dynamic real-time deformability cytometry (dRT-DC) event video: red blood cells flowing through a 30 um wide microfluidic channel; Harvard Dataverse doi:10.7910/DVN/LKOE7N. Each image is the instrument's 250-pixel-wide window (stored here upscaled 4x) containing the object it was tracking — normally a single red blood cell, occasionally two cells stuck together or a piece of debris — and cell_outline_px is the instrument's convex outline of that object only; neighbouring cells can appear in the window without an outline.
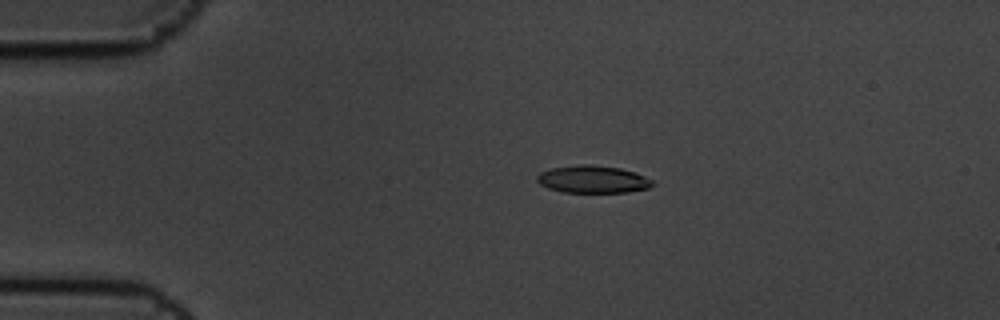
{"species": "common noctule bat (a hibernating species)", "species_latin": "Nyctalus noctula", "temperature_condition": "cold", "stored_images_in_passage": 5, "camera_frame_rate_fps": 3000, "um_per_image_px": 0.085, "animal": {"sex": "male", "body_mass_g": 19.5, "forearm_length_mm": 54.6}, "frame": {"image": 1, "passage_image": 5, "time_ms": 1.333, "image_size_px": [1000, 320], "cell_outline_px": [[656, 184], [648, 188], [628, 192], [560, 192], [548, 188], [540, 184], [536, 180], [536, 176], [540, 172], [552, 168], [580, 164], [592, 164], [620, 168], [636, 172], [652, 180]], "centroid_in_image_um": [50.39, 15.24], "position_along_channel_um": 34.6, "area_um2": 18.61}}